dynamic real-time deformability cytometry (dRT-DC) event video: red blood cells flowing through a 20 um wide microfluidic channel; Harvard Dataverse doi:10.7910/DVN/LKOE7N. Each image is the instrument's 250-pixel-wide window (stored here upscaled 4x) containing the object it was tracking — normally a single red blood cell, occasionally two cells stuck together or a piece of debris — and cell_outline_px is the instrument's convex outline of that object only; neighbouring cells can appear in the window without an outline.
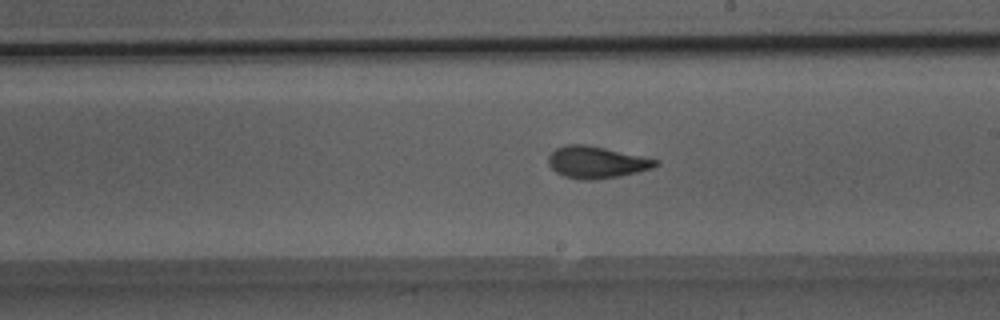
{"species": "Egyptian fruit bat (a non-hibernating species)", "species_latin": "Rousettus aegyptiacus", "temperature_condition": "room temperature", "stored_images_in_passage": 51, "camera_frame_rate_fps": 3000, "um_per_image_px": 0.085, "animal": {"sex": "male"}, "frame": {"image": 1, "passage_image": 30, "time_ms": 9.667, "image_size_px": [1000, 320], "cell_outline_px": [[660, 164], [652, 168], [620, 176], [592, 180], [580, 180], [564, 176], [556, 172], [548, 164], [548, 156], [556, 148], [564, 144], [588, 144], [660, 160]], "centroid_in_image_um": [50.69, 13.78], "position_along_channel_um": 238.3, "area_um2": 20.06}}
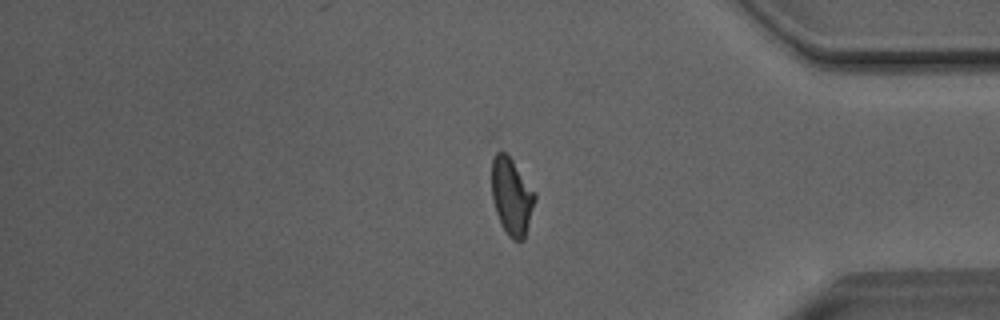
{"frame": {"image": 2, "passage_image": 43, "time_ms": 14.0, "image_size_px": [1000, 320], "cell_outline_px": [[536, 200], [524, 240], [512, 240], [508, 236], [496, 212], [492, 200], [492, 160], [496, 152], [504, 152], [512, 160], [536, 192]], "centroid_in_image_um": [43.51, 16.71], "position_along_channel_um": 391.7, "area_um2": 19.31}}
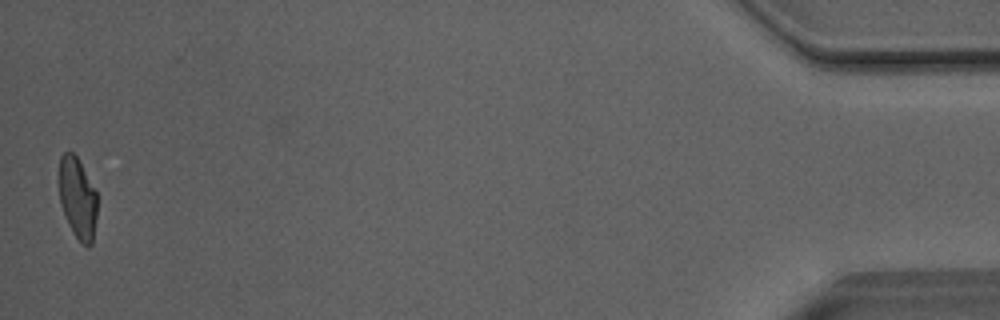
{"frame": {"image": 3, "passage_image": 51, "time_ms": 16.667, "image_size_px": [1000, 320], "cell_outline_px": [[96, 216], [92, 244], [88, 248], [72, 232], [60, 204], [60, 156], [64, 152], [72, 152], [76, 156], [96, 192]], "centroid_in_image_um": [6.59, 16.86], "position_along_channel_um": 428.6, "area_um2": 17.57}, "authors_computed_cell_mechanics": {"area_um2": 19.8832, "velocity_mm_per_s": 4.0536, "shape_relaxation_time_tau1_ms": 7.1641, "shape_relaxation_time_tau2_ms": 0.9765, "deformation_change_tau1": 0.2, "deformation_change_tau2": 0.0869}}